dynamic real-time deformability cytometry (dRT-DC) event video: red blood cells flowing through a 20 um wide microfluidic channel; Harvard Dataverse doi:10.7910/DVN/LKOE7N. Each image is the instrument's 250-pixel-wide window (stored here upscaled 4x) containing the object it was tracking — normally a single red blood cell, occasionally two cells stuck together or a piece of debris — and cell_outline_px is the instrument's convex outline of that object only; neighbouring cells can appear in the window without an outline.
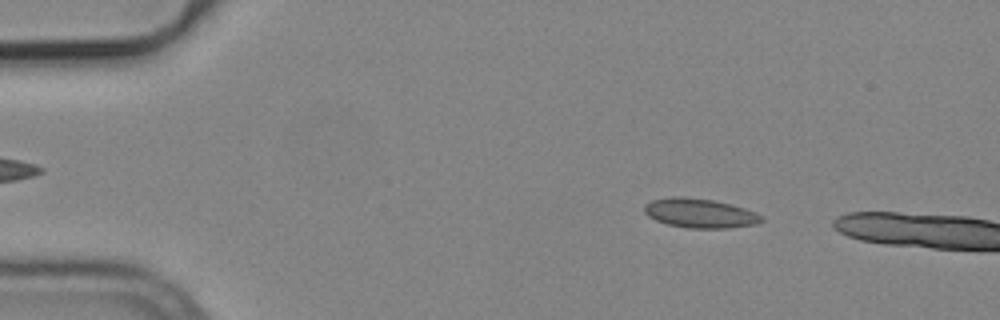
{"species": "common noctule bat (a hibernating species)", "species_latin": "Nyctalus noctula", "temperature_condition": "cold", "stored_images_in_passage": 12, "camera_frame_rate_fps": 3000, "um_per_image_px": 0.085, "animal": {"sex": "male", "body_mass_g": 19.2, "forearm_length_mm": 51.8}, "frame": {"image": 1, "passage_image": 8, "time_ms": 2.333, "image_size_px": [1000, 320], "cell_outline_px": [[764, 220], [756, 224], [728, 228], [688, 228], [668, 224], [656, 220], [648, 216], [644, 212], [644, 204], [652, 200], [672, 196], [684, 196], [712, 200], [732, 204], [756, 212], [764, 216]], "centroid_in_image_um": [59.5, 18.11], "position_along_channel_um": 25.5, "area_um2": 20.17}}